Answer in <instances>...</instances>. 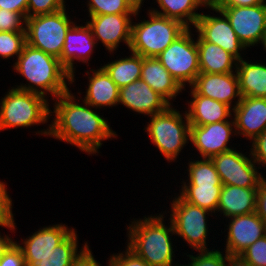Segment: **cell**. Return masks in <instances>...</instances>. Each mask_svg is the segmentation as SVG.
Instances as JSON below:
<instances>
[{
	"instance_id": "obj_1",
	"label": "cell",
	"mask_w": 266,
	"mask_h": 266,
	"mask_svg": "<svg viewBox=\"0 0 266 266\" xmlns=\"http://www.w3.org/2000/svg\"><path fill=\"white\" fill-rule=\"evenodd\" d=\"M71 90L54 99L53 119L49 127L37 130L36 134L53 137L67 144L78 147L88 155L99 153L102 142L116 138L118 134L112 130L107 118L97 113L96 108L87 104L82 97L78 99ZM77 98V99H76ZM79 102H77V101ZM81 100V102H80ZM94 109V110H92ZM97 153V154H96Z\"/></svg>"
},
{
	"instance_id": "obj_2",
	"label": "cell",
	"mask_w": 266,
	"mask_h": 266,
	"mask_svg": "<svg viewBox=\"0 0 266 266\" xmlns=\"http://www.w3.org/2000/svg\"><path fill=\"white\" fill-rule=\"evenodd\" d=\"M12 67L13 71L27 80L26 84L22 82L15 85L16 87L13 86L20 90L37 93L46 98L50 95L54 100L69 91V85L72 86V76L61 64L60 59L27 43Z\"/></svg>"
},
{
	"instance_id": "obj_3",
	"label": "cell",
	"mask_w": 266,
	"mask_h": 266,
	"mask_svg": "<svg viewBox=\"0 0 266 266\" xmlns=\"http://www.w3.org/2000/svg\"><path fill=\"white\" fill-rule=\"evenodd\" d=\"M165 213L143 216V219L130 221L126 227L127 247L144 259L150 266H182L175 263V250L172 245V236H175L174 227L170 220L165 225ZM156 215V216H155ZM174 250V251H173ZM174 257V258H173Z\"/></svg>"
},
{
	"instance_id": "obj_4",
	"label": "cell",
	"mask_w": 266,
	"mask_h": 266,
	"mask_svg": "<svg viewBox=\"0 0 266 266\" xmlns=\"http://www.w3.org/2000/svg\"><path fill=\"white\" fill-rule=\"evenodd\" d=\"M0 100V131L27 128L50 121L49 99L33 92L14 87Z\"/></svg>"
},
{
	"instance_id": "obj_5",
	"label": "cell",
	"mask_w": 266,
	"mask_h": 266,
	"mask_svg": "<svg viewBox=\"0 0 266 266\" xmlns=\"http://www.w3.org/2000/svg\"><path fill=\"white\" fill-rule=\"evenodd\" d=\"M172 105L163 112L149 116L150 120L143 129L167 162L177 161L190 141V123L186 112L182 114Z\"/></svg>"
},
{
	"instance_id": "obj_6",
	"label": "cell",
	"mask_w": 266,
	"mask_h": 266,
	"mask_svg": "<svg viewBox=\"0 0 266 266\" xmlns=\"http://www.w3.org/2000/svg\"><path fill=\"white\" fill-rule=\"evenodd\" d=\"M148 19L132 21L129 51L142 57H157L187 27L181 22L147 10ZM134 23V24H133Z\"/></svg>"
},
{
	"instance_id": "obj_7",
	"label": "cell",
	"mask_w": 266,
	"mask_h": 266,
	"mask_svg": "<svg viewBox=\"0 0 266 266\" xmlns=\"http://www.w3.org/2000/svg\"><path fill=\"white\" fill-rule=\"evenodd\" d=\"M77 22L72 21L66 8L45 15L26 18V43L31 47L61 57L65 36Z\"/></svg>"
},
{
	"instance_id": "obj_8",
	"label": "cell",
	"mask_w": 266,
	"mask_h": 266,
	"mask_svg": "<svg viewBox=\"0 0 266 266\" xmlns=\"http://www.w3.org/2000/svg\"><path fill=\"white\" fill-rule=\"evenodd\" d=\"M177 195V196H176ZM174 195L171 204L170 217L175 235L181 237L192 251L210 250L208 247L209 224L208 216H215L211 211L184 201L178 194Z\"/></svg>"
},
{
	"instance_id": "obj_9",
	"label": "cell",
	"mask_w": 266,
	"mask_h": 266,
	"mask_svg": "<svg viewBox=\"0 0 266 266\" xmlns=\"http://www.w3.org/2000/svg\"><path fill=\"white\" fill-rule=\"evenodd\" d=\"M191 30L187 28L156 57L185 90L200 73L198 47Z\"/></svg>"
},
{
	"instance_id": "obj_10",
	"label": "cell",
	"mask_w": 266,
	"mask_h": 266,
	"mask_svg": "<svg viewBox=\"0 0 266 266\" xmlns=\"http://www.w3.org/2000/svg\"><path fill=\"white\" fill-rule=\"evenodd\" d=\"M246 153L234 148L211 158L223 185L257 188L264 175L258 171L260 168L252 159L251 153H247L248 156Z\"/></svg>"
},
{
	"instance_id": "obj_11",
	"label": "cell",
	"mask_w": 266,
	"mask_h": 266,
	"mask_svg": "<svg viewBox=\"0 0 266 266\" xmlns=\"http://www.w3.org/2000/svg\"><path fill=\"white\" fill-rule=\"evenodd\" d=\"M139 6L135 14H104V15H88L90 20H86L87 25L92 30L97 45L101 42L105 46L106 51L113 54L117 51L121 42L128 49L131 43L132 21L137 18L142 10Z\"/></svg>"
},
{
	"instance_id": "obj_12",
	"label": "cell",
	"mask_w": 266,
	"mask_h": 266,
	"mask_svg": "<svg viewBox=\"0 0 266 266\" xmlns=\"http://www.w3.org/2000/svg\"><path fill=\"white\" fill-rule=\"evenodd\" d=\"M219 10L227 17L246 49L260 44L266 31V3L254 6L220 7Z\"/></svg>"
},
{
	"instance_id": "obj_13",
	"label": "cell",
	"mask_w": 266,
	"mask_h": 266,
	"mask_svg": "<svg viewBox=\"0 0 266 266\" xmlns=\"http://www.w3.org/2000/svg\"><path fill=\"white\" fill-rule=\"evenodd\" d=\"M237 136L234 118L203 126H190V142L201 158L213 156L234 149L228 146L231 139ZM233 147V148H232Z\"/></svg>"
},
{
	"instance_id": "obj_14",
	"label": "cell",
	"mask_w": 266,
	"mask_h": 266,
	"mask_svg": "<svg viewBox=\"0 0 266 266\" xmlns=\"http://www.w3.org/2000/svg\"><path fill=\"white\" fill-rule=\"evenodd\" d=\"M212 11L216 12L217 16L204 14L202 11L193 28L194 32H197L205 41L220 46L237 60L243 59L241 54L246 47L239 41L229 20L219 9H212Z\"/></svg>"
},
{
	"instance_id": "obj_15",
	"label": "cell",
	"mask_w": 266,
	"mask_h": 266,
	"mask_svg": "<svg viewBox=\"0 0 266 266\" xmlns=\"http://www.w3.org/2000/svg\"><path fill=\"white\" fill-rule=\"evenodd\" d=\"M83 24H74L65 36L64 47L60 59L61 64L72 76V84L75 79V61L78 63H86L89 66V61L92 58L94 49H96L97 42L94 39L92 30L86 22Z\"/></svg>"
},
{
	"instance_id": "obj_16",
	"label": "cell",
	"mask_w": 266,
	"mask_h": 266,
	"mask_svg": "<svg viewBox=\"0 0 266 266\" xmlns=\"http://www.w3.org/2000/svg\"><path fill=\"white\" fill-rule=\"evenodd\" d=\"M191 87L199 95L222 102L232 109L238 105L242 98L236 72L225 74L199 73Z\"/></svg>"
},
{
	"instance_id": "obj_17",
	"label": "cell",
	"mask_w": 266,
	"mask_h": 266,
	"mask_svg": "<svg viewBox=\"0 0 266 266\" xmlns=\"http://www.w3.org/2000/svg\"><path fill=\"white\" fill-rule=\"evenodd\" d=\"M224 252L240 255L247 247L264 236L263 220L255 213L228 218Z\"/></svg>"
},
{
	"instance_id": "obj_18",
	"label": "cell",
	"mask_w": 266,
	"mask_h": 266,
	"mask_svg": "<svg viewBox=\"0 0 266 266\" xmlns=\"http://www.w3.org/2000/svg\"><path fill=\"white\" fill-rule=\"evenodd\" d=\"M118 104L146 116L163 112L171 105L141 79L120 88Z\"/></svg>"
},
{
	"instance_id": "obj_19",
	"label": "cell",
	"mask_w": 266,
	"mask_h": 266,
	"mask_svg": "<svg viewBox=\"0 0 266 266\" xmlns=\"http://www.w3.org/2000/svg\"><path fill=\"white\" fill-rule=\"evenodd\" d=\"M233 118L237 136L251 142L266 129V98L242 97Z\"/></svg>"
},
{
	"instance_id": "obj_20",
	"label": "cell",
	"mask_w": 266,
	"mask_h": 266,
	"mask_svg": "<svg viewBox=\"0 0 266 266\" xmlns=\"http://www.w3.org/2000/svg\"><path fill=\"white\" fill-rule=\"evenodd\" d=\"M74 230V227L68 228L63 223L53 224L41 227L26 239L15 242L22 249L25 260H42Z\"/></svg>"
},
{
	"instance_id": "obj_21",
	"label": "cell",
	"mask_w": 266,
	"mask_h": 266,
	"mask_svg": "<svg viewBox=\"0 0 266 266\" xmlns=\"http://www.w3.org/2000/svg\"><path fill=\"white\" fill-rule=\"evenodd\" d=\"M186 112L190 126H203L233 118V109L217 100L199 95L191 86ZM232 112V113H231Z\"/></svg>"
},
{
	"instance_id": "obj_22",
	"label": "cell",
	"mask_w": 266,
	"mask_h": 266,
	"mask_svg": "<svg viewBox=\"0 0 266 266\" xmlns=\"http://www.w3.org/2000/svg\"><path fill=\"white\" fill-rule=\"evenodd\" d=\"M90 71V72H89ZM88 75V87L84 100L93 108L103 109L104 107H114L119 102L120 88L110 78L106 71L101 67L85 71Z\"/></svg>"
},
{
	"instance_id": "obj_23",
	"label": "cell",
	"mask_w": 266,
	"mask_h": 266,
	"mask_svg": "<svg viewBox=\"0 0 266 266\" xmlns=\"http://www.w3.org/2000/svg\"><path fill=\"white\" fill-rule=\"evenodd\" d=\"M141 80L164 97L170 104L185 89L176 81L156 57H142Z\"/></svg>"
},
{
	"instance_id": "obj_24",
	"label": "cell",
	"mask_w": 266,
	"mask_h": 266,
	"mask_svg": "<svg viewBox=\"0 0 266 266\" xmlns=\"http://www.w3.org/2000/svg\"><path fill=\"white\" fill-rule=\"evenodd\" d=\"M257 188L222 185L217 213L224 218L255 212Z\"/></svg>"
},
{
	"instance_id": "obj_25",
	"label": "cell",
	"mask_w": 266,
	"mask_h": 266,
	"mask_svg": "<svg viewBox=\"0 0 266 266\" xmlns=\"http://www.w3.org/2000/svg\"><path fill=\"white\" fill-rule=\"evenodd\" d=\"M197 36L200 73L236 72L238 60L232 54L216 44L205 41L198 33Z\"/></svg>"
},
{
	"instance_id": "obj_26",
	"label": "cell",
	"mask_w": 266,
	"mask_h": 266,
	"mask_svg": "<svg viewBox=\"0 0 266 266\" xmlns=\"http://www.w3.org/2000/svg\"><path fill=\"white\" fill-rule=\"evenodd\" d=\"M236 74L242 97L266 98V64L238 60Z\"/></svg>"
},
{
	"instance_id": "obj_27",
	"label": "cell",
	"mask_w": 266,
	"mask_h": 266,
	"mask_svg": "<svg viewBox=\"0 0 266 266\" xmlns=\"http://www.w3.org/2000/svg\"><path fill=\"white\" fill-rule=\"evenodd\" d=\"M155 2L158 3V10L151 7L150 11L177 20L187 28H193L202 14L196 12L201 7L198 0H156Z\"/></svg>"
},
{
	"instance_id": "obj_28",
	"label": "cell",
	"mask_w": 266,
	"mask_h": 266,
	"mask_svg": "<svg viewBox=\"0 0 266 266\" xmlns=\"http://www.w3.org/2000/svg\"><path fill=\"white\" fill-rule=\"evenodd\" d=\"M101 67L122 88L141 78L142 56L131 52L129 56L104 63Z\"/></svg>"
},
{
	"instance_id": "obj_29",
	"label": "cell",
	"mask_w": 266,
	"mask_h": 266,
	"mask_svg": "<svg viewBox=\"0 0 266 266\" xmlns=\"http://www.w3.org/2000/svg\"><path fill=\"white\" fill-rule=\"evenodd\" d=\"M78 242V234L75 229L42 260H25L26 266H71L74 258L88 244V241H85L84 245L80 247L81 249H78Z\"/></svg>"
},
{
	"instance_id": "obj_30",
	"label": "cell",
	"mask_w": 266,
	"mask_h": 266,
	"mask_svg": "<svg viewBox=\"0 0 266 266\" xmlns=\"http://www.w3.org/2000/svg\"><path fill=\"white\" fill-rule=\"evenodd\" d=\"M178 195L186 202L216 215L222 185H181Z\"/></svg>"
},
{
	"instance_id": "obj_31",
	"label": "cell",
	"mask_w": 266,
	"mask_h": 266,
	"mask_svg": "<svg viewBox=\"0 0 266 266\" xmlns=\"http://www.w3.org/2000/svg\"><path fill=\"white\" fill-rule=\"evenodd\" d=\"M193 160V161H192ZM187 179L181 181L182 185H223L216 171L214 162L209 158L199 160L189 159Z\"/></svg>"
},
{
	"instance_id": "obj_32",
	"label": "cell",
	"mask_w": 266,
	"mask_h": 266,
	"mask_svg": "<svg viewBox=\"0 0 266 266\" xmlns=\"http://www.w3.org/2000/svg\"><path fill=\"white\" fill-rule=\"evenodd\" d=\"M143 0H87L88 15L135 14Z\"/></svg>"
},
{
	"instance_id": "obj_33",
	"label": "cell",
	"mask_w": 266,
	"mask_h": 266,
	"mask_svg": "<svg viewBox=\"0 0 266 266\" xmlns=\"http://www.w3.org/2000/svg\"><path fill=\"white\" fill-rule=\"evenodd\" d=\"M26 44V32H0V57L4 60L17 58Z\"/></svg>"
},
{
	"instance_id": "obj_34",
	"label": "cell",
	"mask_w": 266,
	"mask_h": 266,
	"mask_svg": "<svg viewBox=\"0 0 266 266\" xmlns=\"http://www.w3.org/2000/svg\"><path fill=\"white\" fill-rule=\"evenodd\" d=\"M197 255L188 254V264L182 266H227V253L218 250H201Z\"/></svg>"
},
{
	"instance_id": "obj_35",
	"label": "cell",
	"mask_w": 266,
	"mask_h": 266,
	"mask_svg": "<svg viewBox=\"0 0 266 266\" xmlns=\"http://www.w3.org/2000/svg\"><path fill=\"white\" fill-rule=\"evenodd\" d=\"M5 183L4 181H0V227L10 229L12 233L17 227L12 211V199L7 191V184Z\"/></svg>"
},
{
	"instance_id": "obj_36",
	"label": "cell",
	"mask_w": 266,
	"mask_h": 266,
	"mask_svg": "<svg viewBox=\"0 0 266 266\" xmlns=\"http://www.w3.org/2000/svg\"><path fill=\"white\" fill-rule=\"evenodd\" d=\"M64 8L65 0H28L27 17L52 14Z\"/></svg>"
},
{
	"instance_id": "obj_37",
	"label": "cell",
	"mask_w": 266,
	"mask_h": 266,
	"mask_svg": "<svg viewBox=\"0 0 266 266\" xmlns=\"http://www.w3.org/2000/svg\"><path fill=\"white\" fill-rule=\"evenodd\" d=\"M26 18L21 14L0 8V32H26Z\"/></svg>"
},
{
	"instance_id": "obj_38",
	"label": "cell",
	"mask_w": 266,
	"mask_h": 266,
	"mask_svg": "<svg viewBox=\"0 0 266 266\" xmlns=\"http://www.w3.org/2000/svg\"><path fill=\"white\" fill-rule=\"evenodd\" d=\"M240 255L253 266H266V236L256 240Z\"/></svg>"
},
{
	"instance_id": "obj_39",
	"label": "cell",
	"mask_w": 266,
	"mask_h": 266,
	"mask_svg": "<svg viewBox=\"0 0 266 266\" xmlns=\"http://www.w3.org/2000/svg\"><path fill=\"white\" fill-rule=\"evenodd\" d=\"M110 259L111 266H150L127 246L124 251L111 254Z\"/></svg>"
},
{
	"instance_id": "obj_40",
	"label": "cell",
	"mask_w": 266,
	"mask_h": 266,
	"mask_svg": "<svg viewBox=\"0 0 266 266\" xmlns=\"http://www.w3.org/2000/svg\"><path fill=\"white\" fill-rule=\"evenodd\" d=\"M249 147L252 159L261 169L263 166L266 168V129L259 134ZM262 165V166H261Z\"/></svg>"
},
{
	"instance_id": "obj_41",
	"label": "cell",
	"mask_w": 266,
	"mask_h": 266,
	"mask_svg": "<svg viewBox=\"0 0 266 266\" xmlns=\"http://www.w3.org/2000/svg\"><path fill=\"white\" fill-rule=\"evenodd\" d=\"M0 266H26L23 251L15 241L0 258Z\"/></svg>"
},
{
	"instance_id": "obj_42",
	"label": "cell",
	"mask_w": 266,
	"mask_h": 266,
	"mask_svg": "<svg viewBox=\"0 0 266 266\" xmlns=\"http://www.w3.org/2000/svg\"><path fill=\"white\" fill-rule=\"evenodd\" d=\"M106 261H108L107 266H111V259ZM71 266H101V264L97 262L92 250L89 247V244H87L74 258Z\"/></svg>"
},
{
	"instance_id": "obj_43",
	"label": "cell",
	"mask_w": 266,
	"mask_h": 266,
	"mask_svg": "<svg viewBox=\"0 0 266 266\" xmlns=\"http://www.w3.org/2000/svg\"><path fill=\"white\" fill-rule=\"evenodd\" d=\"M255 213L263 220L266 219V178L260 180L257 186Z\"/></svg>"
},
{
	"instance_id": "obj_44",
	"label": "cell",
	"mask_w": 266,
	"mask_h": 266,
	"mask_svg": "<svg viewBox=\"0 0 266 266\" xmlns=\"http://www.w3.org/2000/svg\"><path fill=\"white\" fill-rule=\"evenodd\" d=\"M28 0H0V8L21 13L27 18Z\"/></svg>"
},
{
	"instance_id": "obj_45",
	"label": "cell",
	"mask_w": 266,
	"mask_h": 266,
	"mask_svg": "<svg viewBox=\"0 0 266 266\" xmlns=\"http://www.w3.org/2000/svg\"><path fill=\"white\" fill-rule=\"evenodd\" d=\"M266 3V0H225L221 7L254 6Z\"/></svg>"
},
{
	"instance_id": "obj_46",
	"label": "cell",
	"mask_w": 266,
	"mask_h": 266,
	"mask_svg": "<svg viewBox=\"0 0 266 266\" xmlns=\"http://www.w3.org/2000/svg\"><path fill=\"white\" fill-rule=\"evenodd\" d=\"M227 266H253L241 255L227 254Z\"/></svg>"
},
{
	"instance_id": "obj_47",
	"label": "cell",
	"mask_w": 266,
	"mask_h": 266,
	"mask_svg": "<svg viewBox=\"0 0 266 266\" xmlns=\"http://www.w3.org/2000/svg\"><path fill=\"white\" fill-rule=\"evenodd\" d=\"M225 0H198L201 7L205 9H219Z\"/></svg>"
},
{
	"instance_id": "obj_48",
	"label": "cell",
	"mask_w": 266,
	"mask_h": 266,
	"mask_svg": "<svg viewBox=\"0 0 266 266\" xmlns=\"http://www.w3.org/2000/svg\"><path fill=\"white\" fill-rule=\"evenodd\" d=\"M0 232V258L2 257L3 253L7 250V248L15 241L10 235H1Z\"/></svg>"
},
{
	"instance_id": "obj_49",
	"label": "cell",
	"mask_w": 266,
	"mask_h": 266,
	"mask_svg": "<svg viewBox=\"0 0 266 266\" xmlns=\"http://www.w3.org/2000/svg\"><path fill=\"white\" fill-rule=\"evenodd\" d=\"M260 44L263 47V49L266 50V31L264 32V35L262 37Z\"/></svg>"
},
{
	"instance_id": "obj_50",
	"label": "cell",
	"mask_w": 266,
	"mask_h": 266,
	"mask_svg": "<svg viewBox=\"0 0 266 266\" xmlns=\"http://www.w3.org/2000/svg\"><path fill=\"white\" fill-rule=\"evenodd\" d=\"M263 223H264V235L266 236V219H263Z\"/></svg>"
}]
</instances>
